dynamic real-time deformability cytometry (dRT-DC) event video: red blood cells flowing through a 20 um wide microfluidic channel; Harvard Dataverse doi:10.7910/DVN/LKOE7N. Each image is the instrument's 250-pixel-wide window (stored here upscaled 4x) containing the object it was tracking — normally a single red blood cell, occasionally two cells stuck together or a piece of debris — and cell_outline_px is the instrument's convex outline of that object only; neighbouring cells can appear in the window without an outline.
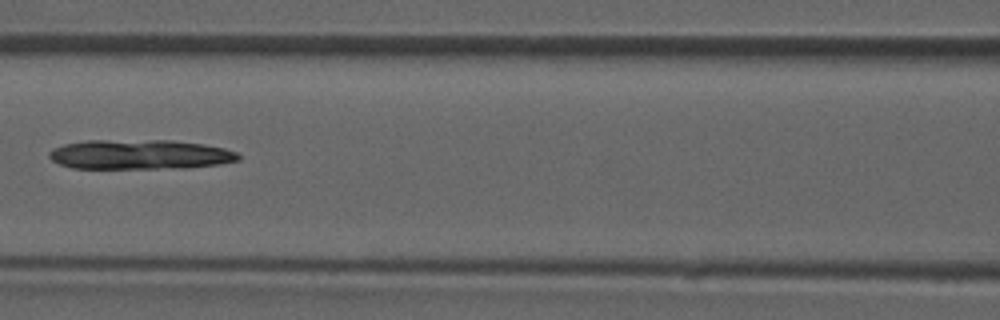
{"species": "common noctule bat (a hibernating species)", "species_latin": "Nyctalus noctula", "temperature_condition": "room temperature", "stored_images_in_passage": 48, "camera_frame_rate_fps": 3000, "um_per_image_px": 0.085, "animal": {"sex": "male", "forearm_length_mm": 52.5}, "frame": {"image": 1, "passage_image": 21, "time_ms": 6.667, "image_size_px": [1000, 320], "cell_outline_px": [[240, 160], [220, 164], [188, 168], [72, 168], [60, 164], [52, 160], [48, 156], [48, 152], [52, 148], [64, 144], [88, 140], [172, 140], [204, 144], [224, 148], [236, 152], [240, 156]], "centroid_in_image_um": [11.89, 13.13], "position_along_channel_um": 154.7, "area_um2": 32.95}}